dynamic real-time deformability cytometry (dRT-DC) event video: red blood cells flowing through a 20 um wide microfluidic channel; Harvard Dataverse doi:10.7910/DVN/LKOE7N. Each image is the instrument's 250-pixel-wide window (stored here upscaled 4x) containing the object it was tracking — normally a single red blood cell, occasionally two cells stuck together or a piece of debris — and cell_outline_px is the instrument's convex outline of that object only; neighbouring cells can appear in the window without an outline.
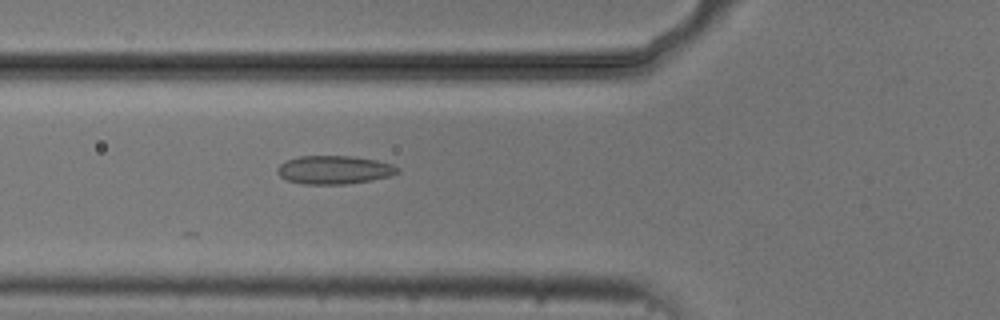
{"species": "common noctule bat (a hibernating species)", "species_latin": "Nyctalus noctula", "temperature_condition": "cold", "stored_images_in_passage": 4, "camera_frame_rate_fps": 3000, "um_per_image_px": 0.085, "animal": {"sex": "male", "body_mass_g": 20.5, "forearm_length_mm": 52.5}, "frame": {"image": 1, "passage_image": 4, "time_ms": 3.333, "image_size_px": [1000, 320], "cell_outline_px": [[400, 172], [392, 176], [372, 180], [344, 184], [304, 184], [288, 180], [280, 176], [276, 172], [276, 168], [280, 164], [288, 160], [300, 156], [352, 156], [376, 160], [392, 164], [400, 168]], "centroid_in_image_um": [28.44, 14.44], "position_along_channel_um": 97.4, "area_um2": 19.94}}